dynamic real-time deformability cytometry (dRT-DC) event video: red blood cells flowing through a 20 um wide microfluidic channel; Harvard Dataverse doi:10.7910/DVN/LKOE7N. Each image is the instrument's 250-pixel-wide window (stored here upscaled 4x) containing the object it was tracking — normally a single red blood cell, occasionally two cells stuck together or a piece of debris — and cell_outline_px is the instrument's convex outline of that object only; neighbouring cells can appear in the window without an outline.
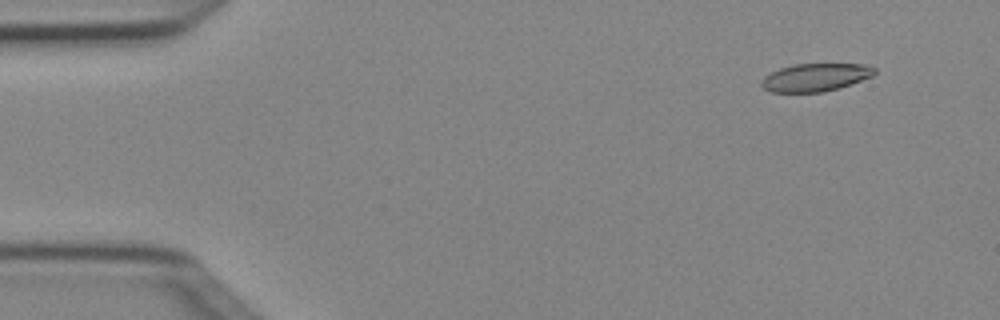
{"species": "Egyptian fruit bat (a non-hibernating species)", "species_latin": "Rousettus aegyptiacus", "temperature_condition": "cold", "stored_images_in_passage": 4, "camera_frame_rate_fps": 3000, "um_per_image_px": 0.085, "animal": {"sex": "female"}, "frame": {"image": 1, "passage_image": 2, "time_ms": 0.333, "image_size_px": [1000, 320], "cell_outline_px": [[876, 72], [872, 76], [840, 88], [824, 92], [772, 92], [764, 88], [760, 84], [764, 76], [780, 68], [792, 64], [864, 64], [876, 68]], "centroid_in_image_um": [69.32, 6.57], "position_along_channel_um": 15.7, "area_um2": 18.38}}